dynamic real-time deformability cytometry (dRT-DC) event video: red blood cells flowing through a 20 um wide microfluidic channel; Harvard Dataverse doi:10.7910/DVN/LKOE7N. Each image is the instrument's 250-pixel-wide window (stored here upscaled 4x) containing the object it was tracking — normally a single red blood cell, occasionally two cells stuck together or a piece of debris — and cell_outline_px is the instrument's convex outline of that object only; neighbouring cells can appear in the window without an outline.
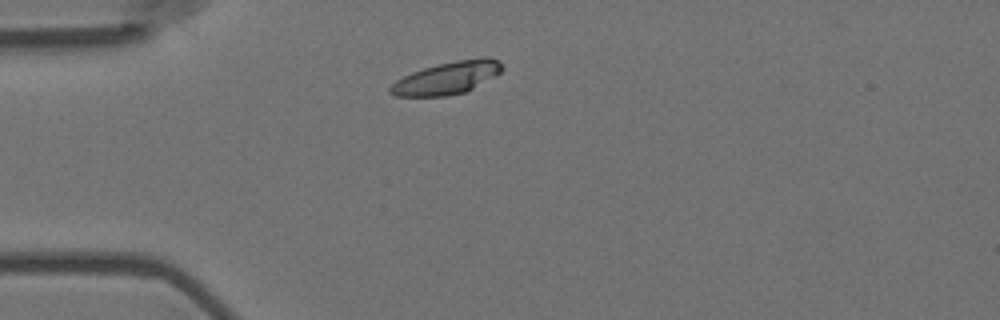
{"species": "Egyptian fruit bat (a non-hibernating species)", "species_latin": "Rousettus aegyptiacus", "temperature_condition": "room temperature", "stored_images_in_passage": 5, "camera_frame_rate_fps": 3000, "um_per_image_px": 0.085, "animal": {"sex": "female"}, "frame": {"image": 1, "passage_image": 1, "time_ms": 0.0, "image_size_px": [1000, 320], "cell_outline_px": [[504, 68], [496, 76], [464, 92], [444, 96], [396, 96], [388, 92], [388, 88], [396, 80], [412, 72], [424, 68], [456, 60], [484, 56], [488, 56], [496, 60]], "centroid_in_image_um": [38.0, 6.62], "position_along_channel_um": 47.0, "area_um2": 20.98}}
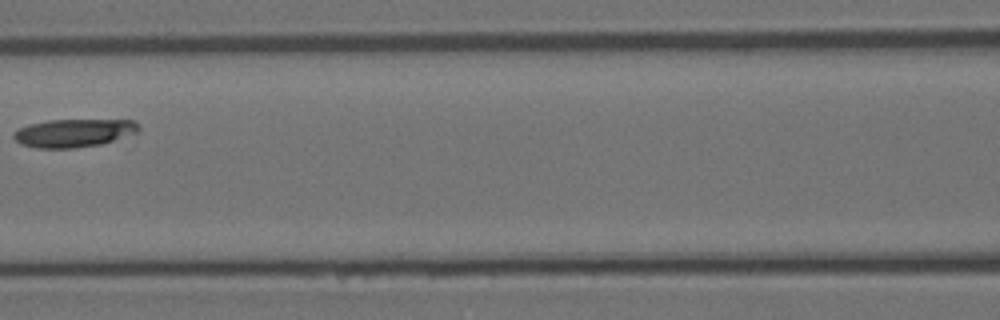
{"frame": {"image": 2, "passage_image": 4, "time_ms": 1.0, "image_size_px": [1000, 320], "cell_outline_px": [[140, 128], [136, 132], [100, 144], [72, 148], [36, 148], [20, 144], [12, 136], [12, 132], [16, 128], [28, 124], [48, 120], [136, 120], [140, 124]], "centroid_in_image_um": [6.2, 11.29], "position_along_channel_um": 160.4, "area_um2": 20.52}}
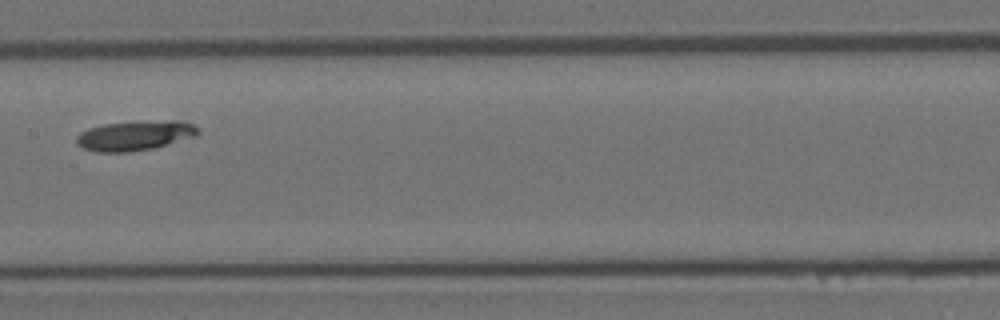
{"frame": {"image": 3, "passage_image": 5, "time_ms": 1.333, "image_size_px": [1000, 320], "cell_outline_px": [[200, 132], [196, 136], [156, 148], [128, 152], [96, 152], [84, 148], [76, 144], [76, 136], [80, 132], [88, 128], [104, 124], [172, 120], [180, 120], [192, 124], [200, 128]], "centroid_in_image_um": [11.49, 11.53], "position_along_channel_um": 195.9, "area_um2": 21.15}}